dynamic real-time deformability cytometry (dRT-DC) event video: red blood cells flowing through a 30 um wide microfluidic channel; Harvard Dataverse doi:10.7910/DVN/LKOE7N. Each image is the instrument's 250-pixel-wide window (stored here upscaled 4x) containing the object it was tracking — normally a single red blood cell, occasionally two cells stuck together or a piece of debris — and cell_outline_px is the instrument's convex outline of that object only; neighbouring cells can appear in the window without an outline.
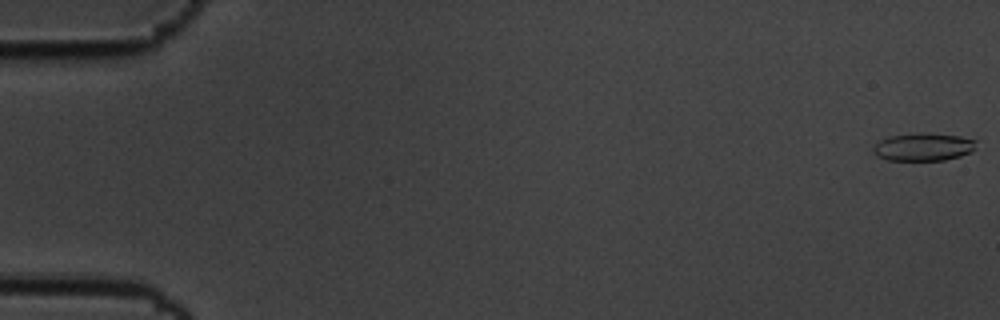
{"species": "common noctule bat (a hibernating species)", "species_latin": "Nyctalus noctula", "temperature_condition": "cold", "stored_images_in_passage": 8, "camera_frame_rate_fps": 3000, "um_per_image_px": 0.085, "animal": {"sex": "male", "body_mass_g": 19.5, "forearm_length_mm": 54.6}, "frame": {"image": 1, "passage_image": 1, "time_ms": 0.0, "image_size_px": [1000, 320], "cell_outline_px": [[976, 140], [972, 152], [960, 156], [944, 160], [888, 160], [872, 152], [872, 148], [880, 140], [888, 136], [916, 132], [928, 132], [960, 136]], "centroid_in_image_um": [78.48, 12.47], "position_along_channel_um": 6.5, "area_um2": 16.82}}